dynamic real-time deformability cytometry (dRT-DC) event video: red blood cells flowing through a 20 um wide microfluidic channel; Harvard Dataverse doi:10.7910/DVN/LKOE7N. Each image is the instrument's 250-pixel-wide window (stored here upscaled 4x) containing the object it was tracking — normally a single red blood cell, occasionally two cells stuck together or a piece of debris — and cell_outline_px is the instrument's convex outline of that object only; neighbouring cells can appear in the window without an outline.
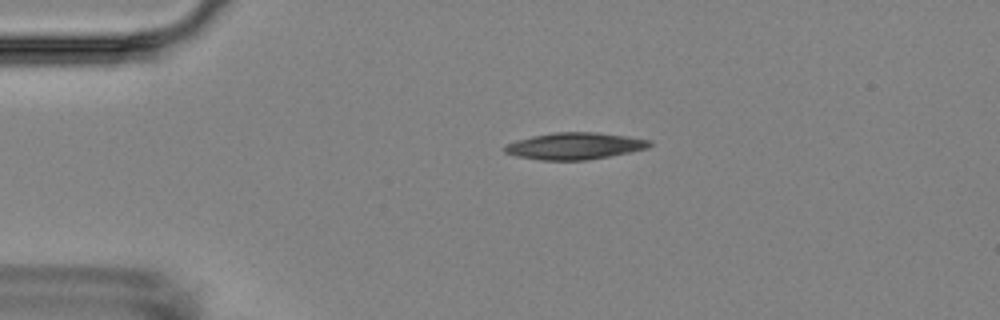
{"species": "Egyptian fruit bat (a non-hibernating species)", "species_latin": "Rousettus aegyptiacus", "temperature_condition": "room temperature", "stored_images_in_passage": 3, "camera_frame_rate_fps": 3000, "um_per_image_px": 0.085, "animal": {"sex": "female"}, "frame": {"image": 1, "passage_image": 1, "time_ms": 0.0, "image_size_px": [1000, 320], "cell_outline_px": [[652, 144], [648, 148], [588, 160], [540, 160], [516, 156], [504, 152], [504, 144], [516, 140], [532, 136], [552, 132], [596, 132], [628, 136], [652, 140]], "centroid_in_image_um": [48.83, 12.4], "position_along_channel_um": 36.2, "area_um2": 22.72}}